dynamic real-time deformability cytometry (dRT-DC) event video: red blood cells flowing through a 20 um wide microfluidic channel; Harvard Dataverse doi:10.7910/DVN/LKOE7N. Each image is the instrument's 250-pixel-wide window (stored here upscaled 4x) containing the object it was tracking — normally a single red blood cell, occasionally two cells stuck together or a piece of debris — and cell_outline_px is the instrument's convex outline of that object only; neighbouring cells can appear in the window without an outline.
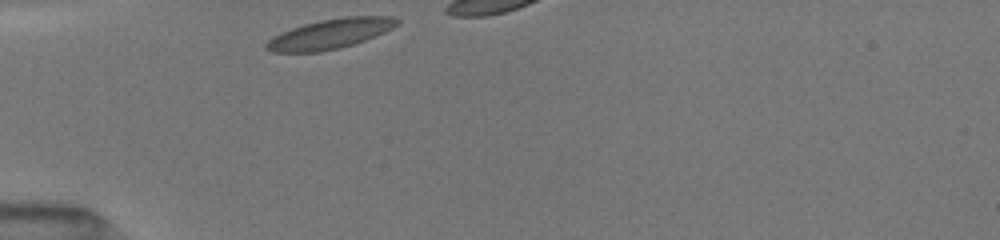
{"species": "common noctule bat (a hibernating species)", "species_latin": "Nyctalus noctula", "temperature_condition": "room temperature", "stored_images_in_passage": 6, "camera_frame_rate_fps": 3000, "um_per_image_px": 0.085, "animal": {"sex": "female", "body_mass_g": 19.5, "forearm_length_mm": 54.1}, "frame": {"image": 1, "passage_image": 1, "time_ms": 0.0, "image_size_px": [1000, 240], "cell_outline_px": [[400, 24], [376, 36], [340, 48], [320, 52], [272, 52], [264, 48], [264, 44], [272, 36], [280, 32], [304, 24], [320, 20], [344, 16], [392, 16], [400, 20]], "centroid_in_image_um": [28.05, 2.87], "position_along_channel_um": 56.9, "area_um2": 22.89}}